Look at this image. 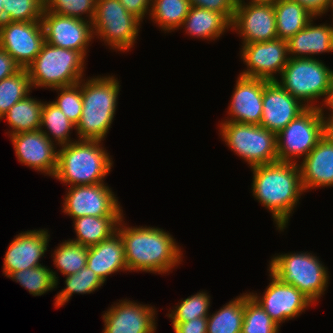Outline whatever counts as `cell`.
Returning <instances> with one entry per match:
<instances>
[{
	"mask_svg": "<svg viewBox=\"0 0 333 333\" xmlns=\"http://www.w3.org/2000/svg\"><path fill=\"white\" fill-rule=\"evenodd\" d=\"M120 3L141 22L146 14L150 15L152 0H120Z\"/></svg>",
	"mask_w": 333,
	"mask_h": 333,
	"instance_id": "obj_43",
	"label": "cell"
},
{
	"mask_svg": "<svg viewBox=\"0 0 333 333\" xmlns=\"http://www.w3.org/2000/svg\"><path fill=\"white\" fill-rule=\"evenodd\" d=\"M180 28H185L188 35L196 38L217 40L231 28V22L221 13L190 6Z\"/></svg>",
	"mask_w": 333,
	"mask_h": 333,
	"instance_id": "obj_25",
	"label": "cell"
},
{
	"mask_svg": "<svg viewBox=\"0 0 333 333\" xmlns=\"http://www.w3.org/2000/svg\"><path fill=\"white\" fill-rule=\"evenodd\" d=\"M43 103L28 95L14 104L0 119H6L11 126L12 129L8 131L10 133L8 135L39 130Z\"/></svg>",
	"mask_w": 333,
	"mask_h": 333,
	"instance_id": "obj_28",
	"label": "cell"
},
{
	"mask_svg": "<svg viewBox=\"0 0 333 333\" xmlns=\"http://www.w3.org/2000/svg\"><path fill=\"white\" fill-rule=\"evenodd\" d=\"M41 23L45 42L55 47L79 51L87 58L89 43L95 37L91 22L58 15L44 8Z\"/></svg>",
	"mask_w": 333,
	"mask_h": 333,
	"instance_id": "obj_14",
	"label": "cell"
},
{
	"mask_svg": "<svg viewBox=\"0 0 333 333\" xmlns=\"http://www.w3.org/2000/svg\"><path fill=\"white\" fill-rule=\"evenodd\" d=\"M114 305V306H113ZM102 315V333H154L157 314L153 306L119 300Z\"/></svg>",
	"mask_w": 333,
	"mask_h": 333,
	"instance_id": "obj_17",
	"label": "cell"
},
{
	"mask_svg": "<svg viewBox=\"0 0 333 333\" xmlns=\"http://www.w3.org/2000/svg\"><path fill=\"white\" fill-rule=\"evenodd\" d=\"M124 216L117 231L125 246L128 271L165 274L182 261V250L170 233L155 227H127Z\"/></svg>",
	"mask_w": 333,
	"mask_h": 333,
	"instance_id": "obj_2",
	"label": "cell"
},
{
	"mask_svg": "<svg viewBox=\"0 0 333 333\" xmlns=\"http://www.w3.org/2000/svg\"><path fill=\"white\" fill-rule=\"evenodd\" d=\"M327 103L333 108V91H332V93L330 95V98H329Z\"/></svg>",
	"mask_w": 333,
	"mask_h": 333,
	"instance_id": "obj_49",
	"label": "cell"
},
{
	"mask_svg": "<svg viewBox=\"0 0 333 333\" xmlns=\"http://www.w3.org/2000/svg\"><path fill=\"white\" fill-rule=\"evenodd\" d=\"M85 59L79 51L55 47L45 42L39 54L26 68L32 88L54 89L79 83L83 79Z\"/></svg>",
	"mask_w": 333,
	"mask_h": 333,
	"instance_id": "obj_6",
	"label": "cell"
},
{
	"mask_svg": "<svg viewBox=\"0 0 333 333\" xmlns=\"http://www.w3.org/2000/svg\"><path fill=\"white\" fill-rule=\"evenodd\" d=\"M315 18L304 29L287 40L289 57L313 58L314 54L333 51V24L315 25L313 23Z\"/></svg>",
	"mask_w": 333,
	"mask_h": 333,
	"instance_id": "obj_24",
	"label": "cell"
},
{
	"mask_svg": "<svg viewBox=\"0 0 333 333\" xmlns=\"http://www.w3.org/2000/svg\"><path fill=\"white\" fill-rule=\"evenodd\" d=\"M86 266L105 283L107 277L118 271H128L125 246L118 231L97 245L88 247Z\"/></svg>",
	"mask_w": 333,
	"mask_h": 333,
	"instance_id": "obj_23",
	"label": "cell"
},
{
	"mask_svg": "<svg viewBox=\"0 0 333 333\" xmlns=\"http://www.w3.org/2000/svg\"><path fill=\"white\" fill-rule=\"evenodd\" d=\"M67 190L62 208L70 218L123 216L117 197L106 183L76 185Z\"/></svg>",
	"mask_w": 333,
	"mask_h": 333,
	"instance_id": "obj_11",
	"label": "cell"
},
{
	"mask_svg": "<svg viewBox=\"0 0 333 333\" xmlns=\"http://www.w3.org/2000/svg\"><path fill=\"white\" fill-rule=\"evenodd\" d=\"M88 247L65 240L53 252V264L64 275L79 272L87 264Z\"/></svg>",
	"mask_w": 333,
	"mask_h": 333,
	"instance_id": "obj_35",
	"label": "cell"
},
{
	"mask_svg": "<svg viewBox=\"0 0 333 333\" xmlns=\"http://www.w3.org/2000/svg\"><path fill=\"white\" fill-rule=\"evenodd\" d=\"M241 59L247 65L240 75L267 81H276L289 60L287 41L280 38L242 44Z\"/></svg>",
	"mask_w": 333,
	"mask_h": 333,
	"instance_id": "obj_13",
	"label": "cell"
},
{
	"mask_svg": "<svg viewBox=\"0 0 333 333\" xmlns=\"http://www.w3.org/2000/svg\"><path fill=\"white\" fill-rule=\"evenodd\" d=\"M140 22L125 9L120 0H97L91 23L93 35L101 38L111 49L125 52L134 47Z\"/></svg>",
	"mask_w": 333,
	"mask_h": 333,
	"instance_id": "obj_9",
	"label": "cell"
},
{
	"mask_svg": "<svg viewBox=\"0 0 333 333\" xmlns=\"http://www.w3.org/2000/svg\"><path fill=\"white\" fill-rule=\"evenodd\" d=\"M189 9V0H152L149 17L165 33L172 32L180 29Z\"/></svg>",
	"mask_w": 333,
	"mask_h": 333,
	"instance_id": "obj_31",
	"label": "cell"
},
{
	"mask_svg": "<svg viewBox=\"0 0 333 333\" xmlns=\"http://www.w3.org/2000/svg\"><path fill=\"white\" fill-rule=\"evenodd\" d=\"M260 125L276 135L308 107L277 81H268L263 91Z\"/></svg>",
	"mask_w": 333,
	"mask_h": 333,
	"instance_id": "obj_19",
	"label": "cell"
},
{
	"mask_svg": "<svg viewBox=\"0 0 333 333\" xmlns=\"http://www.w3.org/2000/svg\"><path fill=\"white\" fill-rule=\"evenodd\" d=\"M190 6L204 8L223 14L232 22L236 6L234 0H189Z\"/></svg>",
	"mask_w": 333,
	"mask_h": 333,
	"instance_id": "obj_41",
	"label": "cell"
},
{
	"mask_svg": "<svg viewBox=\"0 0 333 333\" xmlns=\"http://www.w3.org/2000/svg\"><path fill=\"white\" fill-rule=\"evenodd\" d=\"M280 326L249 293H244V320L241 333H279Z\"/></svg>",
	"mask_w": 333,
	"mask_h": 333,
	"instance_id": "obj_36",
	"label": "cell"
},
{
	"mask_svg": "<svg viewBox=\"0 0 333 333\" xmlns=\"http://www.w3.org/2000/svg\"><path fill=\"white\" fill-rule=\"evenodd\" d=\"M323 107L326 109H330L329 112H331L329 115L326 116V114L324 115V110ZM328 107V108H327ZM319 110L322 114V120H323V136L333 142V108L328 104H322V106L319 107ZM326 116V117H325Z\"/></svg>",
	"mask_w": 333,
	"mask_h": 333,
	"instance_id": "obj_46",
	"label": "cell"
},
{
	"mask_svg": "<svg viewBox=\"0 0 333 333\" xmlns=\"http://www.w3.org/2000/svg\"><path fill=\"white\" fill-rule=\"evenodd\" d=\"M20 67L14 59L3 49L0 48V81L16 73Z\"/></svg>",
	"mask_w": 333,
	"mask_h": 333,
	"instance_id": "obj_45",
	"label": "cell"
},
{
	"mask_svg": "<svg viewBox=\"0 0 333 333\" xmlns=\"http://www.w3.org/2000/svg\"><path fill=\"white\" fill-rule=\"evenodd\" d=\"M220 135L225 144L250 168L277 162L276 134L256 124L222 121Z\"/></svg>",
	"mask_w": 333,
	"mask_h": 333,
	"instance_id": "obj_8",
	"label": "cell"
},
{
	"mask_svg": "<svg viewBox=\"0 0 333 333\" xmlns=\"http://www.w3.org/2000/svg\"><path fill=\"white\" fill-rule=\"evenodd\" d=\"M207 292H198L181 300L173 310L168 313L172 322H188L194 318L208 317L210 308V295Z\"/></svg>",
	"mask_w": 333,
	"mask_h": 333,
	"instance_id": "obj_37",
	"label": "cell"
},
{
	"mask_svg": "<svg viewBox=\"0 0 333 333\" xmlns=\"http://www.w3.org/2000/svg\"><path fill=\"white\" fill-rule=\"evenodd\" d=\"M28 71L20 68L16 73L0 81V119L17 102L31 92Z\"/></svg>",
	"mask_w": 333,
	"mask_h": 333,
	"instance_id": "obj_33",
	"label": "cell"
},
{
	"mask_svg": "<svg viewBox=\"0 0 333 333\" xmlns=\"http://www.w3.org/2000/svg\"><path fill=\"white\" fill-rule=\"evenodd\" d=\"M44 8V0H3L6 21H41Z\"/></svg>",
	"mask_w": 333,
	"mask_h": 333,
	"instance_id": "obj_38",
	"label": "cell"
},
{
	"mask_svg": "<svg viewBox=\"0 0 333 333\" xmlns=\"http://www.w3.org/2000/svg\"><path fill=\"white\" fill-rule=\"evenodd\" d=\"M322 137L319 108H307L276 135L278 161L298 163L296 158L304 159Z\"/></svg>",
	"mask_w": 333,
	"mask_h": 333,
	"instance_id": "obj_10",
	"label": "cell"
},
{
	"mask_svg": "<svg viewBox=\"0 0 333 333\" xmlns=\"http://www.w3.org/2000/svg\"><path fill=\"white\" fill-rule=\"evenodd\" d=\"M304 6L314 17L328 12L331 0H293Z\"/></svg>",
	"mask_w": 333,
	"mask_h": 333,
	"instance_id": "obj_44",
	"label": "cell"
},
{
	"mask_svg": "<svg viewBox=\"0 0 333 333\" xmlns=\"http://www.w3.org/2000/svg\"><path fill=\"white\" fill-rule=\"evenodd\" d=\"M251 169L252 195L272 213L277 230L283 231L300 196L305 192L298 163L277 161Z\"/></svg>",
	"mask_w": 333,
	"mask_h": 333,
	"instance_id": "obj_1",
	"label": "cell"
},
{
	"mask_svg": "<svg viewBox=\"0 0 333 333\" xmlns=\"http://www.w3.org/2000/svg\"><path fill=\"white\" fill-rule=\"evenodd\" d=\"M45 9L62 16L92 22L97 0H44ZM86 17H82V15ZM88 17V20H87Z\"/></svg>",
	"mask_w": 333,
	"mask_h": 333,
	"instance_id": "obj_40",
	"label": "cell"
},
{
	"mask_svg": "<svg viewBox=\"0 0 333 333\" xmlns=\"http://www.w3.org/2000/svg\"><path fill=\"white\" fill-rule=\"evenodd\" d=\"M298 164L304 191L333 186V142L324 136Z\"/></svg>",
	"mask_w": 333,
	"mask_h": 333,
	"instance_id": "obj_22",
	"label": "cell"
},
{
	"mask_svg": "<svg viewBox=\"0 0 333 333\" xmlns=\"http://www.w3.org/2000/svg\"><path fill=\"white\" fill-rule=\"evenodd\" d=\"M280 78L276 81L308 108H319L321 105L314 102L321 97H324L322 102L326 104L333 91V71L314 57H289Z\"/></svg>",
	"mask_w": 333,
	"mask_h": 333,
	"instance_id": "obj_5",
	"label": "cell"
},
{
	"mask_svg": "<svg viewBox=\"0 0 333 333\" xmlns=\"http://www.w3.org/2000/svg\"><path fill=\"white\" fill-rule=\"evenodd\" d=\"M43 128L47 129L43 130ZM72 129H76V125L63 114L60 108L51 101L43 103L39 130H41L52 142H55L59 147L74 142L69 136Z\"/></svg>",
	"mask_w": 333,
	"mask_h": 333,
	"instance_id": "obj_30",
	"label": "cell"
},
{
	"mask_svg": "<svg viewBox=\"0 0 333 333\" xmlns=\"http://www.w3.org/2000/svg\"><path fill=\"white\" fill-rule=\"evenodd\" d=\"M330 10H332V13H333V0H331V5H330ZM333 16V15H332ZM333 19V18H332Z\"/></svg>",
	"mask_w": 333,
	"mask_h": 333,
	"instance_id": "obj_50",
	"label": "cell"
},
{
	"mask_svg": "<svg viewBox=\"0 0 333 333\" xmlns=\"http://www.w3.org/2000/svg\"><path fill=\"white\" fill-rule=\"evenodd\" d=\"M56 272L45 265L12 272L8 278L18 282L33 296H41L57 288Z\"/></svg>",
	"mask_w": 333,
	"mask_h": 333,
	"instance_id": "obj_32",
	"label": "cell"
},
{
	"mask_svg": "<svg viewBox=\"0 0 333 333\" xmlns=\"http://www.w3.org/2000/svg\"><path fill=\"white\" fill-rule=\"evenodd\" d=\"M6 21L3 13V0H0V27L3 25V23Z\"/></svg>",
	"mask_w": 333,
	"mask_h": 333,
	"instance_id": "obj_48",
	"label": "cell"
},
{
	"mask_svg": "<svg viewBox=\"0 0 333 333\" xmlns=\"http://www.w3.org/2000/svg\"><path fill=\"white\" fill-rule=\"evenodd\" d=\"M277 38L288 40L304 29L314 16L293 0H273Z\"/></svg>",
	"mask_w": 333,
	"mask_h": 333,
	"instance_id": "obj_26",
	"label": "cell"
},
{
	"mask_svg": "<svg viewBox=\"0 0 333 333\" xmlns=\"http://www.w3.org/2000/svg\"><path fill=\"white\" fill-rule=\"evenodd\" d=\"M45 43L41 21H5L0 27V48L26 69Z\"/></svg>",
	"mask_w": 333,
	"mask_h": 333,
	"instance_id": "obj_12",
	"label": "cell"
},
{
	"mask_svg": "<svg viewBox=\"0 0 333 333\" xmlns=\"http://www.w3.org/2000/svg\"><path fill=\"white\" fill-rule=\"evenodd\" d=\"M65 288L55 297L56 308L65 305L73 294H90L103 286V281L87 266L79 272L66 276Z\"/></svg>",
	"mask_w": 333,
	"mask_h": 333,
	"instance_id": "obj_34",
	"label": "cell"
},
{
	"mask_svg": "<svg viewBox=\"0 0 333 333\" xmlns=\"http://www.w3.org/2000/svg\"><path fill=\"white\" fill-rule=\"evenodd\" d=\"M54 90L60 93L52 103L60 108L73 124L77 125L83 110L81 81L71 86L54 88Z\"/></svg>",
	"mask_w": 333,
	"mask_h": 333,
	"instance_id": "obj_39",
	"label": "cell"
},
{
	"mask_svg": "<svg viewBox=\"0 0 333 333\" xmlns=\"http://www.w3.org/2000/svg\"><path fill=\"white\" fill-rule=\"evenodd\" d=\"M267 1H270V0H249L248 3L251 4V3H260V2H267ZM234 3H235L236 7L246 4L244 0H234Z\"/></svg>",
	"mask_w": 333,
	"mask_h": 333,
	"instance_id": "obj_47",
	"label": "cell"
},
{
	"mask_svg": "<svg viewBox=\"0 0 333 333\" xmlns=\"http://www.w3.org/2000/svg\"><path fill=\"white\" fill-rule=\"evenodd\" d=\"M270 283L263 295L250 293L264 311L280 326L286 320L299 317L311 304H313L296 287L283 283L269 271Z\"/></svg>",
	"mask_w": 333,
	"mask_h": 333,
	"instance_id": "obj_15",
	"label": "cell"
},
{
	"mask_svg": "<svg viewBox=\"0 0 333 333\" xmlns=\"http://www.w3.org/2000/svg\"><path fill=\"white\" fill-rule=\"evenodd\" d=\"M122 216H83L73 220L76 232L75 240L70 241L91 247L109 238L117 231V226Z\"/></svg>",
	"mask_w": 333,
	"mask_h": 333,
	"instance_id": "obj_27",
	"label": "cell"
},
{
	"mask_svg": "<svg viewBox=\"0 0 333 333\" xmlns=\"http://www.w3.org/2000/svg\"><path fill=\"white\" fill-rule=\"evenodd\" d=\"M238 80L228 106L226 120L260 125L262 118L263 91L267 80L238 75Z\"/></svg>",
	"mask_w": 333,
	"mask_h": 333,
	"instance_id": "obj_21",
	"label": "cell"
},
{
	"mask_svg": "<svg viewBox=\"0 0 333 333\" xmlns=\"http://www.w3.org/2000/svg\"><path fill=\"white\" fill-rule=\"evenodd\" d=\"M244 320V293L207 317V333H241Z\"/></svg>",
	"mask_w": 333,
	"mask_h": 333,
	"instance_id": "obj_29",
	"label": "cell"
},
{
	"mask_svg": "<svg viewBox=\"0 0 333 333\" xmlns=\"http://www.w3.org/2000/svg\"><path fill=\"white\" fill-rule=\"evenodd\" d=\"M99 140H75L58 149L53 176L71 186L104 183L112 169V158ZM105 149V150H104Z\"/></svg>",
	"mask_w": 333,
	"mask_h": 333,
	"instance_id": "obj_4",
	"label": "cell"
},
{
	"mask_svg": "<svg viewBox=\"0 0 333 333\" xmlns=\"http://www.w3.org/2000/svg\"><path fill=\"white\" fill-rule=\"evenodd\" d=\"M9 137L21 164L51 177L55 175L58 150L56 144L41 130L21 132Z\"/></svg>",
	"mask_w": 333,
	"mask_h": 333,
	"instance_id": "obj_18",
	"label": "cell"
},
{
	"mask_svg": "<svg viewBox=\"0 0 333 333\" xmlns=\"http://www.w3.org/2000/svg\"><path fill=\"white\" fill-rule=\"evenodd\" d=\"M47 229L21 232L11 241L3 262V274L41 266L40 259L47 251L50 234Z\"/></svg>",
	"mask_w": 333,
	"mask_h": 333,
	"instance_id": "obj_20",
	"label": "cell"
},
{
	"mask_svg": "<svg viewBox=\"0 0 333 333\" xmlns=\"http://www.w3.org/2000/svg\"><path fill=\"white\" fill-rule=\"evenodd\" d=\"M312 253L277 254L269 262L268 270L285 284L301 291L313 304L324 295L329 274L326 266Z\"/></svg>",
	"mask_w": 333,
	"mask_h": 333,
	"instance_id": "obj_7",
	"label": "cell"
},
{
	"mask_svg": "<svg viewBox=\"0 0 333 333\" xmlns=\"http://www.w3.org/2000/svg\"><path fill=\"white\" fill-rule=\"evenodd\" d=\"M175 333H207V317L194 318L188 322H172Z\"/></svg>",
	"mask_w": 333,
	"mask_h": 333,
	"instance_id": "obj_42",
	"label": "cell"
},
{
	"mask_svg": "<svg viewBox=\"0 0 333 333\" xmlns=\"http://www.w3.org/2000/svg\"><path fill=\"white\" fill-rule=\"evenodd\" d=\"M114 76L81 80L83 110L76 125L79 140L104 141L117 107L120 85Z\"/></svg>",
	"mask_w": 333,
	"mask_h": 333,
	"instance_id": "obj_3",
	"label": "cell"
},
{
	"mask_svg": "<svg viewBox=\"0 0 333 333\" xmlns=\"http://www.w3.org/2000/svg\"><path fill=\"white\" fill-rule=\"evenodd\" d=\"M276 19L273 0L247 3L236 7L231 30L242 37V44L277 39Z\"/></svg>",
	"mask_w": 333,
	"mask_h": 333,
	"instance_id": "obj_16",
	"label": "cell"
}]
</instances>
